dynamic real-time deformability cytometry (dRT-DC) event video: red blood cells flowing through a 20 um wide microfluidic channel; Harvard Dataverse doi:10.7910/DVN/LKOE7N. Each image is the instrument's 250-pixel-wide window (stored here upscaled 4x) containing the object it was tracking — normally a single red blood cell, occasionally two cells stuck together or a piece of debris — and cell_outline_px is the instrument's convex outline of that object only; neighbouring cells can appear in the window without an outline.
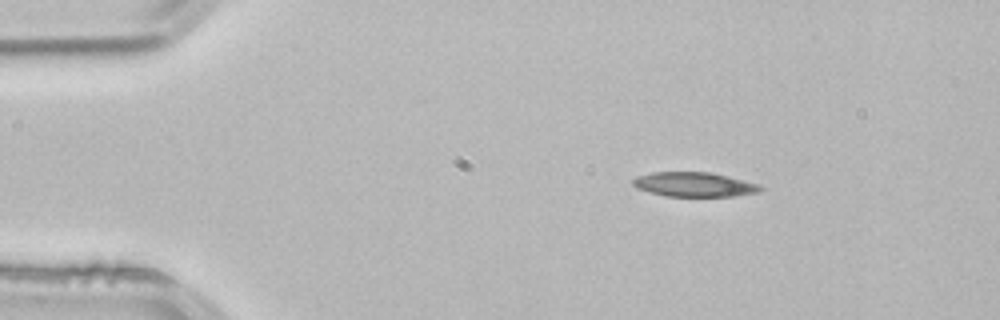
{"species": "common noctule bat (a hibernating species)", "species_latin": "Nyctalus noctula", "temperature_condition": "room temperature", "stored_images_in_passage": 9, "camera_frame_rate_fps": 3000, "um_per_image_px": 0.085, "animal": {"sex": "male", "body_mass_g": 21.5, "forearm_length_mm": 52.0}, "frame": {"image": 1, "passage_image": 2, "time_ms": 0.333, "image_size_px": [1000, 320], "cell_outline_px": [[764, 188], [760, 192], [732, 196], [664, 196], [648, 192], [636, 188], [632, 184], [632, 180], [636, 176], [652, 172], [708, 172], [728, 176], [760, 184]], "centroid_in_image_um": [58.99, 15.68], "position_along_channel_um": 26.0, "area_um2": 18.32}}